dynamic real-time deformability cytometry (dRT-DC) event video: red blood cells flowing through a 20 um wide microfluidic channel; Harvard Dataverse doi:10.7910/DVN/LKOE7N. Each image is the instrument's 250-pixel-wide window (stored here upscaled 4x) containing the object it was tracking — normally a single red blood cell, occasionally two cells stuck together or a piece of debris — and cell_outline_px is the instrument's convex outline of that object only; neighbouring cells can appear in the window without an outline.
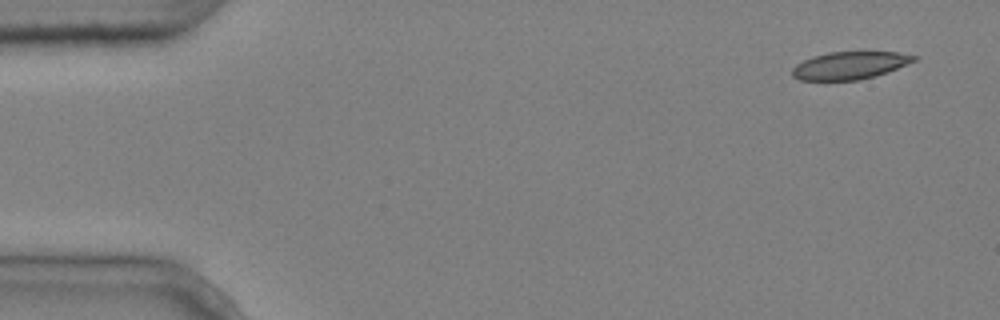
{"species": "common noctule bat (a hibernating species)", "species_latin": "Nyctalus noctula", "temperature_condition": "cold", "stored_images_in_passage": 5, "segment_of_instrument_passage": [1, 2], "camera_frame_rate_fps": 3000, "um_per_image_px": 0.085, "animal": {"sex": "male", "body_mass_g": 20.4}, "frame": {"image": 1, "passage_image": 1, "time_ms": 0.0, "image_size_px": [1000, 320], "cell_outline_px": [[920, 56], [916, 60], [888, 72], [860, 80], [800, 80], [792, 76], [792, 68], [796, 64], [812, 56], [828, 52], [896, 52]], "centroid_in_image_um": [72.23, 5.56], "position_along_channel_um": 12.8, "area_um2": 19.59}}
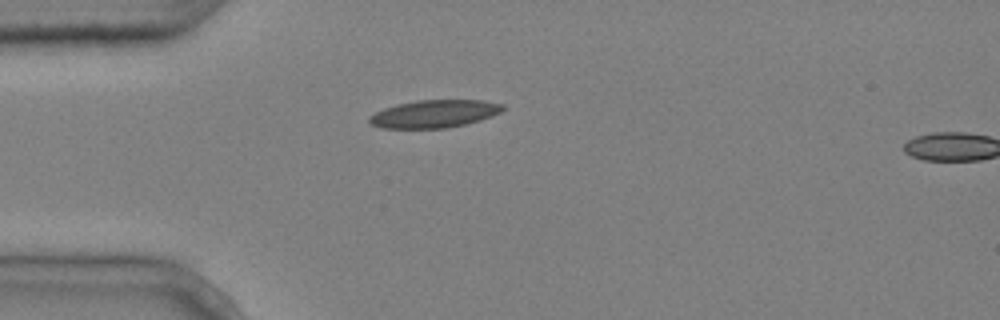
{"frame": {"image": 2, "passage_image": 4, "time_ms": 1.0, "image_size_px": [1000, 320], "cell_outline_px": [[508, 108], [492, 116], [480, 120], [448, 128], [380, 128], [372, 124], [368, 120], [368, 116], [384, 108], [396, 104], [416, 100], [484, 100], [504, 104]], "centroid_in_image_um": [36.94, 9.66], "position_along_channel_um": 48.1, "area_um2": 21.73}}